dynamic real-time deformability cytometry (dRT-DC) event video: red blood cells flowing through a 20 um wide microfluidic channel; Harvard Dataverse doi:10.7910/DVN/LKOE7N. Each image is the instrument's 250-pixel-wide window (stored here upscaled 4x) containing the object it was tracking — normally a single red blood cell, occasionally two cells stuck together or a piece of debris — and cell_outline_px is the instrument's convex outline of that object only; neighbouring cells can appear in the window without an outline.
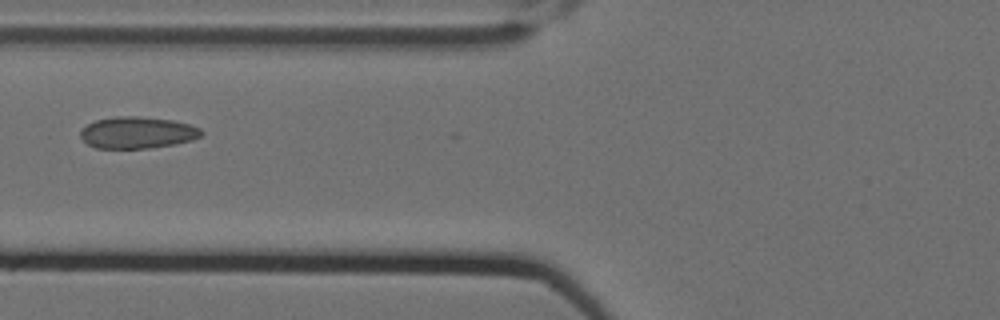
{"species": "Egyptian fruit bat (a non-hibernating species)", "species_latin": "Rousettus aegyptiacus", "temperature_condition": "cold", "stored_images_in_passage": 9, "camera_frame_rate_fps": 3000, "um_per_image_px": 0.085, "animal": {"sex": "female"}, "frame": {"image": 1, "passage_image": 8, "time_ms": 2.333, "image_size_px": [1000, 320], "cell_outline_px": [[204, 132], [200, 136], [192, 140], [172, 144], [148, 148], [96, 148], [88, 144], [80, 136], [80, 132], [88, 124], [96, 120], [116, 116], [136, 116], [172, 120], [188, 124], [200, 128]], "centroid_in_image_um": [11.68, 11.27], "position_along_channel_um": 114.1, "area_um2": 22.08}}
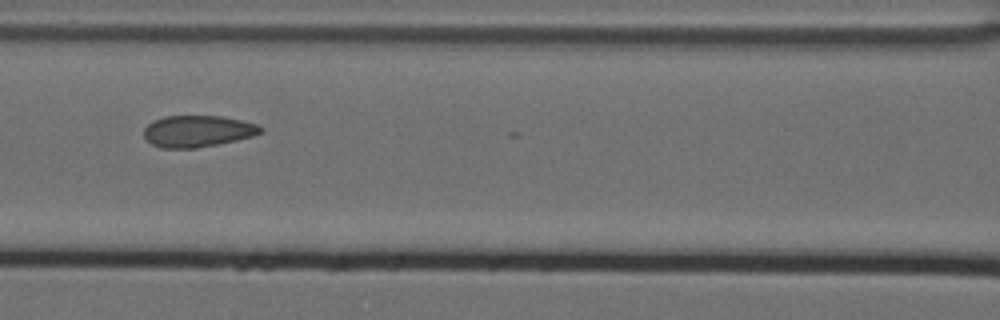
{"frame": {"image": 2, "passage_image": 9, "time_ms": 2.667, "image_size_px": [1000, 320], "cell_outline_px": [[264, 132], [252, 136], [236, 140], [196, 148], [160, 148], [152, 144], [144, 136], [144, 128], [152, 120], [164, 116], [220, 116], [244, 120], [256, 124], [264, 128]], "centroid_in_image_um": [16.8, 11.14], "position_along_channel_um": 149.8, "area_um2": 21.56}}